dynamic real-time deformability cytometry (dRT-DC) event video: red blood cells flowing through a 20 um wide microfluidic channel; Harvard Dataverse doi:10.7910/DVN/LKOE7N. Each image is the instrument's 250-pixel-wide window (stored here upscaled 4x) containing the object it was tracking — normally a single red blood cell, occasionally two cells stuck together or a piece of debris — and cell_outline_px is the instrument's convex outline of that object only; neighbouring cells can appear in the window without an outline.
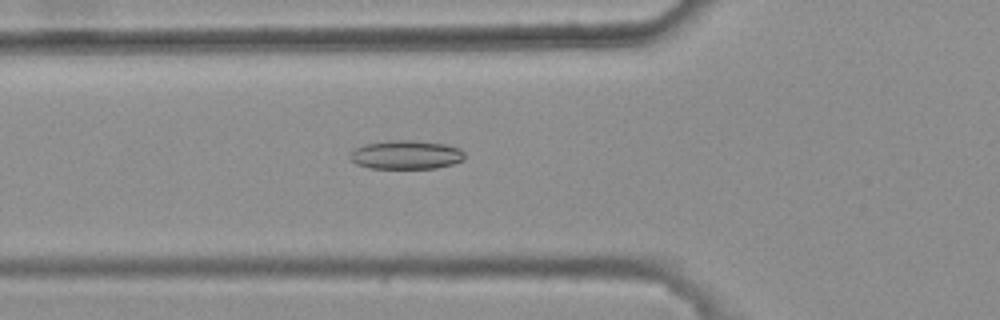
{"species": "common noctule bat (a hibernating species)", "species_latin": "Nyctalus noctula", "temperature_condition": "warm", "stored_images_in_passage": 49, "camera_frame_rate_fps": 3000, "um_per_image_px": 0.085, "animal": {"sex": "female", "body_mass_g": 25.1}, "frame": {"image": 1, "passage_image": 20, "time_ms": 6.333, "image_size_px": [1000, 320], "cell_outline_px": [[464, 160], [452, 164], [436, 168], [368, 168], [356, 164], [348, 156], [352, 148], [364, 144], [388, 140], [412, 140], [444, 144], [460, 148], [464, 152]], "centroid_in_image_um": [34.47, 13.15], "position_along_channel_um": 91.3, "area_um2": 19.42}}
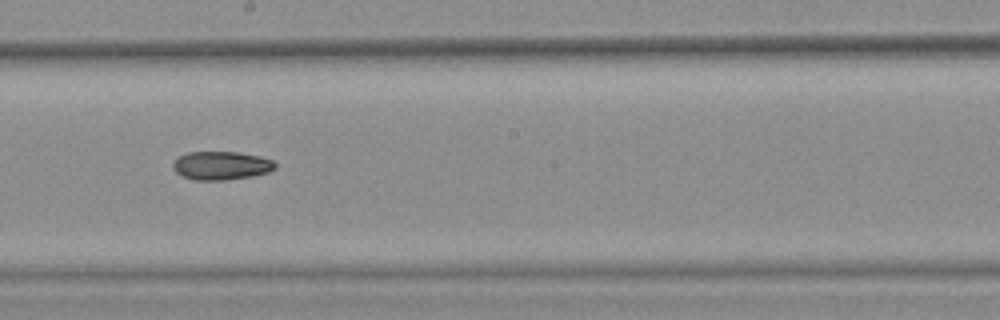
{"frame": {"image": 2, "passage_image": 31, "time_ms": 10.0, "image_size_px": [1000, 320], "cell_outline_px": [[276, 168], [268, 172], [252, 176], [224, 180], [192, 180], [176, 172], [172, 168], [172, 164], [180, 156], [188, 152], [240, 152], [260, 156], [272, 160], [276, 164]], "centroid_in_image_um": [18.82, 14.07], "position_along_channel_um": 229.4, "area_um2": 16.94}}
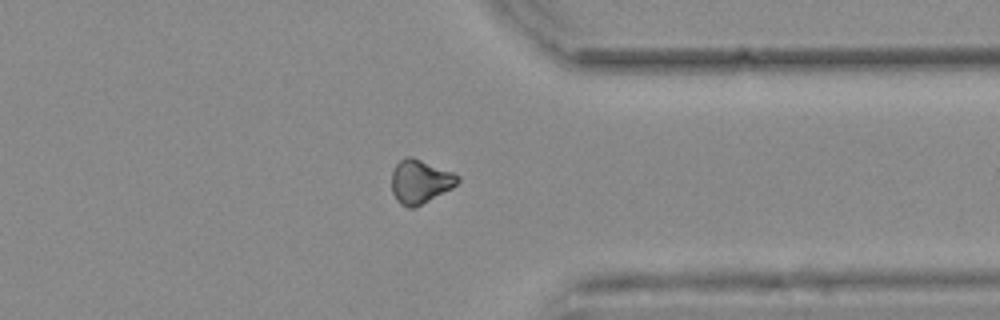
{"frame": {"image": 3, "passage_image": 43, "time_ms": 14.0, "image_size_px": [1000, 320], "cell_outline_px": [[460, 180], [452, 188], [412, 208], [408, 208], [400, 204], [396, 200], [392, 192], [392, 172], [396, 164], [400, 160], [408, 156], [420, 160], [452, 172], [460, 176]], "centroid_in_image_um": [35.69, 15.44], "position_along_channel_um": 375.7, "area_um2": 16.47}}